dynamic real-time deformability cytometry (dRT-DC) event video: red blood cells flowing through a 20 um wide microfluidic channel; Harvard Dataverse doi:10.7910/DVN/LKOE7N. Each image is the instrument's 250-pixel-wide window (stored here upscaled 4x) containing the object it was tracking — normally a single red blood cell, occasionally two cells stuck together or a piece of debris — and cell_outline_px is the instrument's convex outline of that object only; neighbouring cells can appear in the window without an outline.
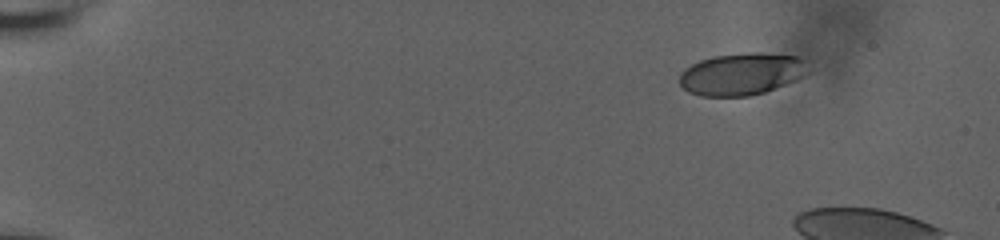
{"species": "human", "species_latin": "Homo sapiens", "temperature_condition": "room temperature", "stored_images_in_passage": 5, "camera_frame_rate_fps": 3000, "um_per_image_px": 0.085, "donor": {"sex": "male"}, "frame": {"image": 1, "passage_image": 1, "time_ms": 0.0, "image_size_px": [1000, 240], "cell_outline_px": [[808, 72], [804, 76], [796, 80], [764, 92], [748, 96], [700, 96], [688, 92], [680, 84], [680, 72], [684, 68], [700, 60], [712, 56], [752, 52], [760, 52], [796, 56], [804, 60]], "centroid_in_image_um": [63.01, 6.29], "position_along_channel_um": 22.0, "area_um2": 31.56}}